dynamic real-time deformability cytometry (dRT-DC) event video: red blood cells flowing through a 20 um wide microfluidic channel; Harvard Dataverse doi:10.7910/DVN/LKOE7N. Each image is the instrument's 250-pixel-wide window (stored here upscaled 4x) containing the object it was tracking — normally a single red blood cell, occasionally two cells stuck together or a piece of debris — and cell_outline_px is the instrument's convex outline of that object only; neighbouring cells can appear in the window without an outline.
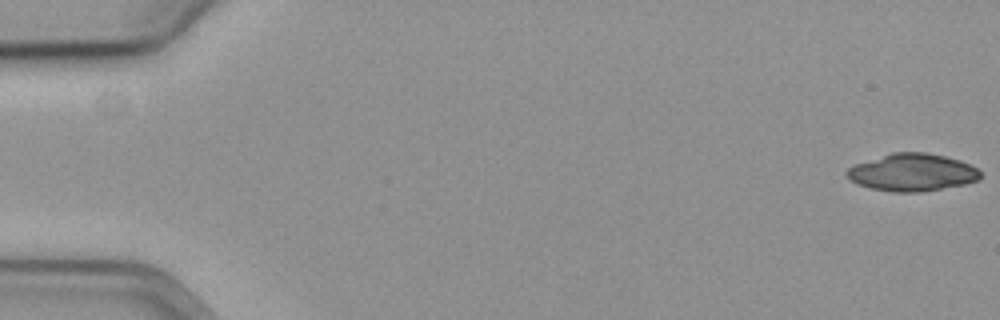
{"species": "common noctule bat (a hibernating species)", "species_latin": "Nyctalus noctula", "temperature_condition": "cold", "stored_images_in_passage": 19, "camera_frame_rate_fps": 3000, "um_per_image_px": 0.085, "animal": {"sex": "female", "body_mass_g": 19.3, "forearm_length_mm": 54.1}, "frame": {"image": 1, "passage_image": 1, "time_ms": 0.0, "image_size_px": [1000, 320], "cell_outline_px": [[980, 176], [976, 180], [964, 184], [920, 192], [892, 192], [868, 188], [856, 184], [848, 180], [844, 172], [852, 164], [892, 152], [928, 152], [960, 160], [976, 168], [980, 172]], "centroid_in_image_um": [77.44, 14.65], "position_along_channel_um": 7.6, "area_um2": 29.36}}
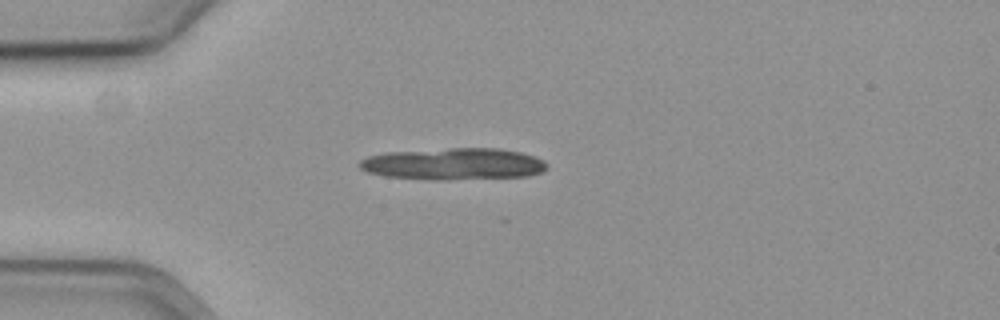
{"frame": {"image": 2, "passage_image": 16, "time_ms": 5.0, "image_size_px": [1000, 320], "cell_outline_px": [[548, 168], [540, 172], [528, 176], [444, 180], [432, 180], [384, 176], [368, 172], [360, 168], [360, 160], [368, 156], [384, 152], [452, 148], [500, 148], [520, 152], [536, 156], [544, 160], [548, 164]], "centroid_in_image_um": [38.57, 13.93], "position_along_channel_um": 46.4, "area_um2": 34.97}}